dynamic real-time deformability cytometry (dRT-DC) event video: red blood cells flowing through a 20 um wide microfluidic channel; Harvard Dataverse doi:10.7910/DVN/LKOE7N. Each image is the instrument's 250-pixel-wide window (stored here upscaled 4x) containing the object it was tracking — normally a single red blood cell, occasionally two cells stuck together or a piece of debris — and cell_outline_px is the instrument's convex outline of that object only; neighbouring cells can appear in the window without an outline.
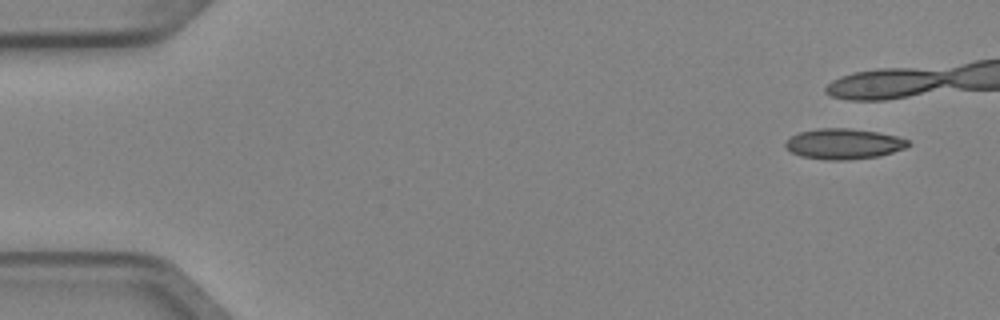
{"species": "Egyptian fruit bat (a non-hibernating species)", "species_latin": "Rousettus aegyptiacus", "temperature_condition": "cold", "stored_images_in_passage": 8, "camera_frame_rate_fps": 3000, "um_per_image_px": 0.085, "animal": {"sex": "female"}, "frame": {"image": 1, "passage_image": 1, "time_ms": 0.0, "image_size_px": [1000, 320], "cell_outline_px": [[912, 144], [904, 148], [880, 156], [844, 160], [828, 160], [800, 156], [792, 152], [784, 144], [792, 136], [800, 132], [820, 128], [848, 128], [876, 132], [896, 136], [908, 140]], "centroid_in_image_um": [71.73, 12.23], "position_along_channel_um": 13.3, "area_um2": 21.56}}
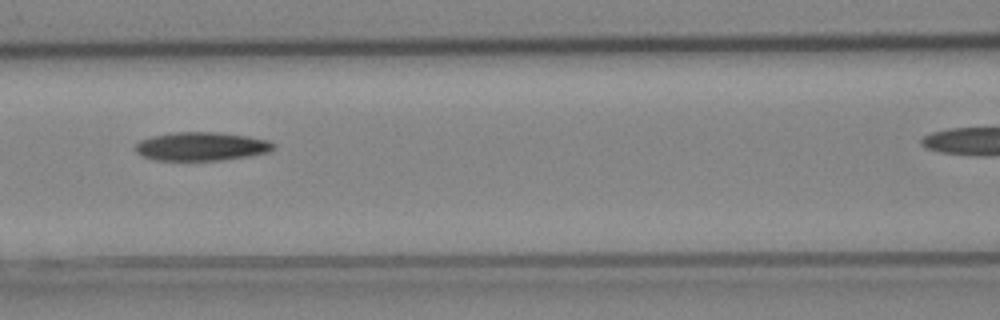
{"frame": {"image": 2, "passage_image": 7, "time_ms": 2.0, "image_size_px": [1000, 320], "cell_outline_px": [[276, 148], [268, 152], [248, 156], [220, 160], [152, 160], [140, 156], [136, 152], [136, 144], [140, 140], [152, 136], [176, 132], [216, 132], [248, 136], [268, 140], [276, 144]], "centroid_in_image_um": [17.12, 12.44], "position_along_channel_um": 149.5, "area_um2": 23.06}}